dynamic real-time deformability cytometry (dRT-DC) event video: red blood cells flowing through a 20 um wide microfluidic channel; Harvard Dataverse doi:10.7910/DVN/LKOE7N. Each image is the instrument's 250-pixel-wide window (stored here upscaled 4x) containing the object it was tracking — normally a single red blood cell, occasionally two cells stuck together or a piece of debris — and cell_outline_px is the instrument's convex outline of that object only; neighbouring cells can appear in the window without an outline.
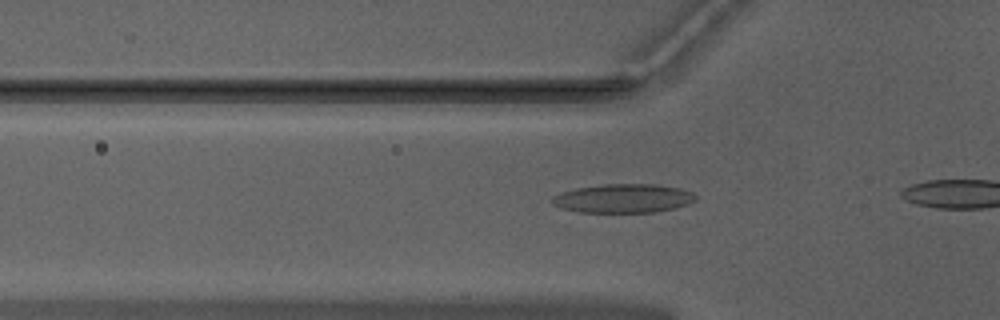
{"species": "Egyptian fruit bat (a non-hibernating species)", "species_latin": "Rousettus aegyptiacus", "temperature_condition": "warm", "stored_images_in_passage": 12, "camera_frame_rate_fps": 3000, "um_per_image_px": 0.085, "animal": {"sex": "male"}, "frame": {"image": 1, "passage_image": 6, "time_ms": 1.667, "image_size_px": [1000, 320], "cell_outline_px": [[696, 200], [688, 204], [656, 212], [580, 212], [560, 208], [552, 204], [548, 200], [552, 196], [560, 192], [576, 188], [604, 184], [656, 184], [680, 188], [692, 192], [696, 196]], "centroid_in_image_um": [52.93, 16.86], "position_along_channel_um": 72.9, "area_um2": 24.28}}
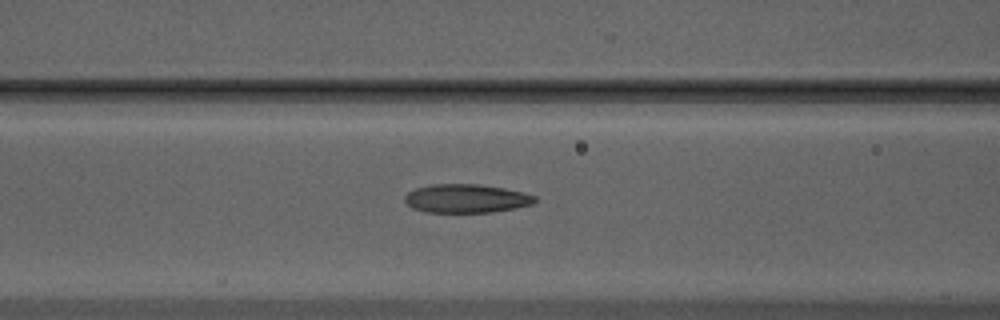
{"frame": {"image": 2, "passage_image": 10, "time_ms": 3.0, "image_size_px": [1000, 320], "cell_outline_px": [[536, 200], [532, 204], [516, 208], [492, 212], [428, 212], [412, 208], [404, 200], [404, 196], [408, 192], [416, 188], [432, 184], [480, 184], [504, 188], [536, 196]], "centroid_in_image_um": [39.62, 16.87], "position_along_channel_um": 127.0, "area_um2": 21.62}}